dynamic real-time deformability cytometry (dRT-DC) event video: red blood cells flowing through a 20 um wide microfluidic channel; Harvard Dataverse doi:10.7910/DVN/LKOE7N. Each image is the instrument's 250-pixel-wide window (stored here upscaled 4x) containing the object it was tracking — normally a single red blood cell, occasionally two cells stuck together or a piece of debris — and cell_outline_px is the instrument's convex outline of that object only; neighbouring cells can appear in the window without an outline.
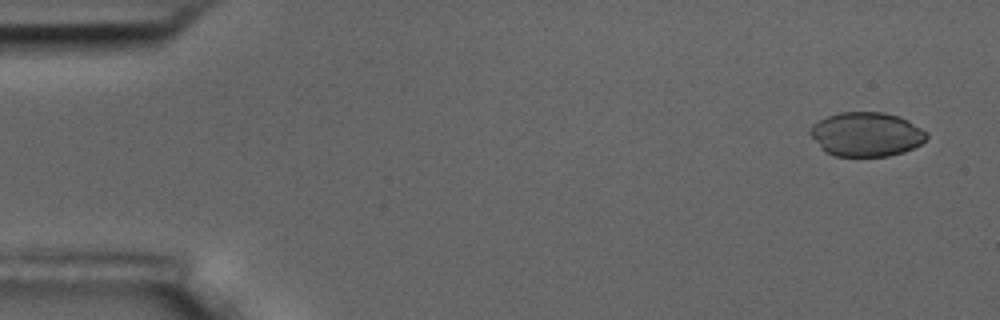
{"species": "common noctule bat (a hibernating species)", "species_latin": "Nyctalus noctula", "temperature_condition": "room temperature", "stored_images_in_passage": 6, "camera_frame_rate_fps": 3000, "um_per_image_px": 0.085, "animal": {"sex": "male", "body_mass_g": 17.5, "forearm_length_mm": 52.3}, "frame": {"image": 1, "passage_image": 1, "time_ms": 0.0, "image_size_px": [1000, 320], "cell_outline_px": [[928, 136], [920, 144], [904, 152], [888, 156], [836, 156], [824, 152], [820, 148], [808, 132], [812, 124], [828, 116], [840, 112], [884, 112], [900, 116], [908, 120], [928, 132]], "centroid_in_image_um": [73.63, 11.41], "position_along_channel_um": 11.4, "area_um2": 30.17}}